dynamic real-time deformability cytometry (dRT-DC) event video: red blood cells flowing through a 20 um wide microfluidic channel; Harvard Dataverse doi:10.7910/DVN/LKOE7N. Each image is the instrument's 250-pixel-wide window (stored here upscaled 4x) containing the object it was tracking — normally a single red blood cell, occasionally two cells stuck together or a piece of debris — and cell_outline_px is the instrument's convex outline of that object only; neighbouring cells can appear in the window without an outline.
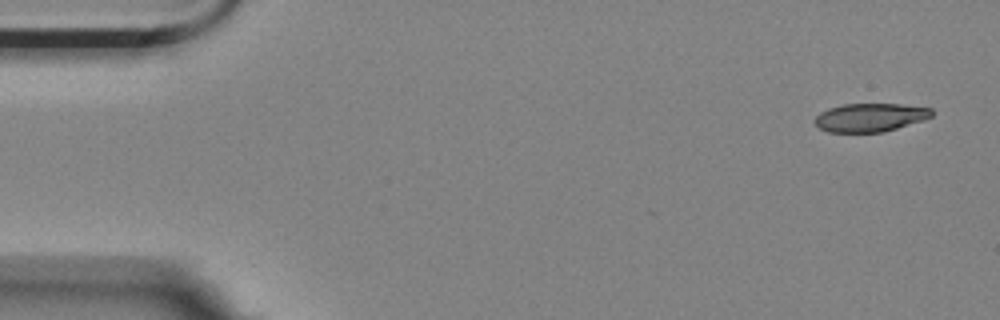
{"species": "Egyptian fruit bat (a non-hibernating species)", "species_latin": "Rousettus aegyptiacus", "temperature_condition": "room temperature", "stored_images_in_passage": 55, "camera_frame_rate_fps": 3000, "um_per_image_px": 0.085, "animal": {"sex": "female"}, "frame": {"image": 1, "passage_image": 1, "time_ms": 0.0, "image_size_px": [1000, 320], "cell_outline_px": [[932, 116], [924, 120], [884, 132], [828, 132], [820, 128], [812, 120], [820, 112], [828, 108], [844, 104], [900, 104], [932, 108]], "centroid_in_image_um": [73.95, 9.98], "position_along_channel_um": 11.0, "area_um2": 19.42}}
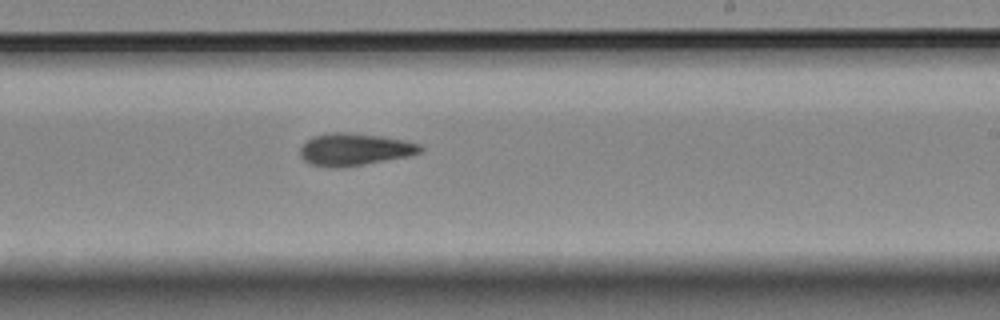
{"frame": {"image": 2, "passage_image": 32, "time_ms": 10.333, "image_size_px": [1000, 320], "cell_outline_px": [[424, 152], [408, 156], [344, 168], [328, 168], [308, 164], [300, 156], [300, 148], [312, 136], [332, 132], [344, 132], [380, 136], [404, 140], [420, 144], [424, 148]], "centroid_in_image_um": [30.13, 12.72], "position_along_channel_um": 258.9, "area_um2": 22.83}}
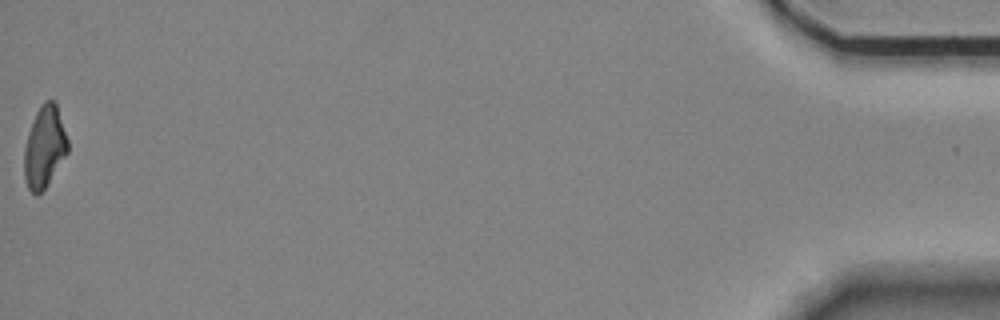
{"frame": {"image": 3, "passage_image": 55, "time_ms": 18.0, "image_size_px": [1000, 320], "cell_outline_px": [[68, 152], [44, 188], [36, 196], [28, 188], [24, 176], [24, 148], [28, 132], [36, 112], [40, 104], [44, 100], [56, 100], [68, 140]], "centroid_in_image_um": [3.78, 12.44], "position_along_channel_um": 431.4, "area_um2": 20.69}, "authors_computed_cell_mechanics": {"area_um2": 21.5594, "velocity_mm_per_s": 3.5149, "shape_relaxation_time_tau1_ms": null, "shape_relaxation_time_tau2_ms": 6.4586, "deformation_change_tau1": null, "deformation_change_tau2": 0.1581}}